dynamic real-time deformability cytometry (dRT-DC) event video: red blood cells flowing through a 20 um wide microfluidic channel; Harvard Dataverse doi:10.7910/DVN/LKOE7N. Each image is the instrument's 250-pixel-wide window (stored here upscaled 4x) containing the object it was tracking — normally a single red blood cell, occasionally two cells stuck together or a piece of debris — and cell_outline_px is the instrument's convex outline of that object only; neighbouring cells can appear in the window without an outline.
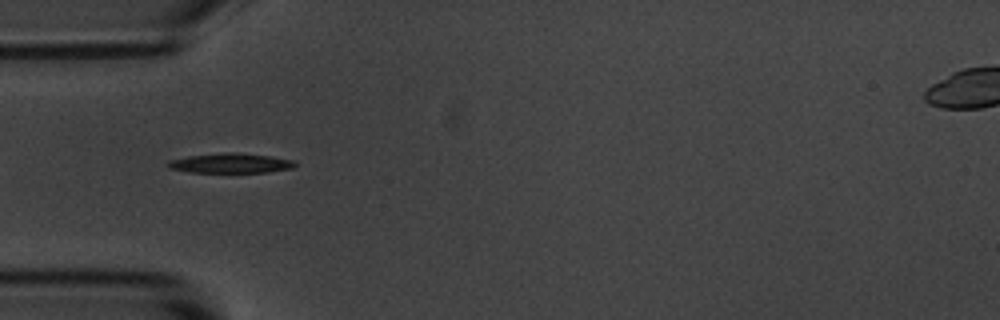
{"species": "common noctule bat (a hibernating species)", "species_latin": "Nyctalus noctula", "temperature_condition": "room temperature", "stored_images_in_passage": 5, "camera_frame_rate_fps": 3000, "um_per_image_px": 0.085, "animal": {"sex": "male", "body_mass_g": 20.1, "forearm_length_mm": 53.5}, "frame": {"image": 1, "passage_image": 5, "time_ms": 1.333, "image_size_px": [1000, 320], "cell_outline_px": [[296, 164], [292, 168], [268, 172], [188, 172], [168, 168], [168, 160], [188, 156], [224, 152], [236, 152], [268, 156], [292, 160]], "centroid_in_image_um": [19.55, 13.87], "position_along_channel_um": 65.4, "area_um2": 14.51}}